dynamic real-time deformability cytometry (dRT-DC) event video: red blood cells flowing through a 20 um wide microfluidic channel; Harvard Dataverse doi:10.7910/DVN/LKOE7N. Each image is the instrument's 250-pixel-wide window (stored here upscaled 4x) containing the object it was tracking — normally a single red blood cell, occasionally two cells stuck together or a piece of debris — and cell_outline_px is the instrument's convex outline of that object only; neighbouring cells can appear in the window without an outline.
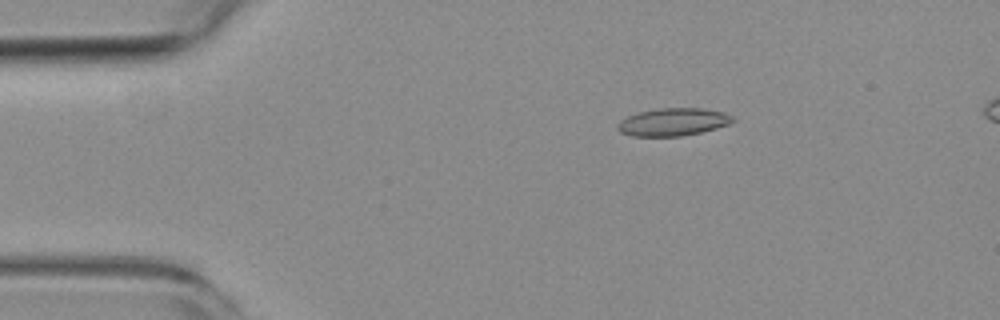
{"species": "common noctule bat (a hibernating species)", "species_latin": "Nyctalus noctula", "temperature_condition": "room temperature", "stored_images_in_passage": 6, "camera_frame_rate_fps": 3000, "um_per_image_px": 0.085, "animal": {"sex": "female", "body_mass_g": 19.3, "forearm_length_mm": 54.1}, "frame": {"image": 1, "passage_image": 3, "time_ms": 2.333, "image_size_px": [1000, 320], "cell_outline_px": [[736, 120], [728, 124], [716, 128], [700, 132], [680, 136], [632, 136], [620, 132], [616, 128], [616, 124], [620, 120], [636, 112], [660, 108], [704, 108], [724, 112], [732, 116]], "centroid_in_image_um": [57.18, 10.36], "position_along_channel_um": 27.8, "area_um2": 18.67}}
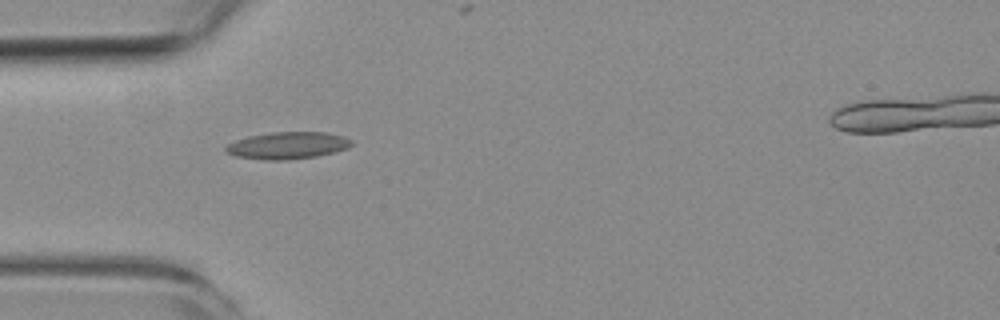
{"frame": {"image": 2, "passage_image": 5, "time_ms": 4.667, "image_size_px": [1000, 320], "cell_outline_px": [[352, 144], [348, 148], [336, 152], [316, 156], [288, 160], [264, 160], [236, 156], [228, 152], [224, 148], [228, 144], [236, 140], [248, 136], [272, 132], [328, 132], [344, 136], [352, 140]], "centroid_in_image_um": [24.49, 12.36], "position_along_channel_um": 60.5, "area_um2": 19.88}}
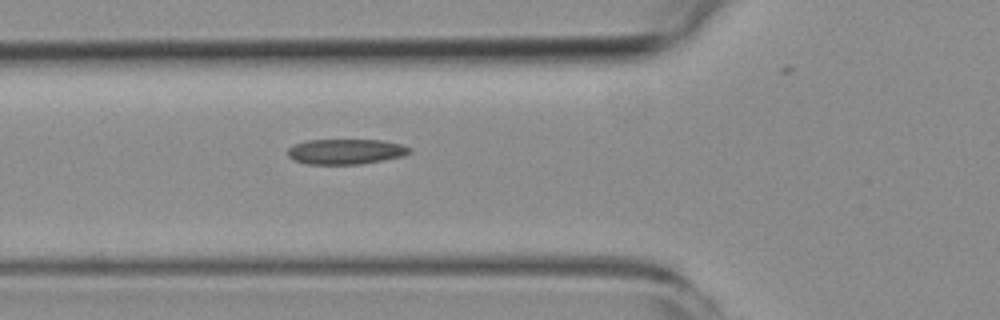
{"frame": {"image": 3, "passage_image": 6, "time_ms": 5.667, "image_size_px": [1000, 320], "cell_outline_px": [[412, 152], [404, 156], [360, 164], [304, 164], [288, 156], [288, 148], [296, 144], [308, 140], [384, 140], [400, 144], [412, 148]], "centroid_in_image_um": [29.43, 12.88], "position_along_channel_um": 96.4, "area_um2": 17.92}}